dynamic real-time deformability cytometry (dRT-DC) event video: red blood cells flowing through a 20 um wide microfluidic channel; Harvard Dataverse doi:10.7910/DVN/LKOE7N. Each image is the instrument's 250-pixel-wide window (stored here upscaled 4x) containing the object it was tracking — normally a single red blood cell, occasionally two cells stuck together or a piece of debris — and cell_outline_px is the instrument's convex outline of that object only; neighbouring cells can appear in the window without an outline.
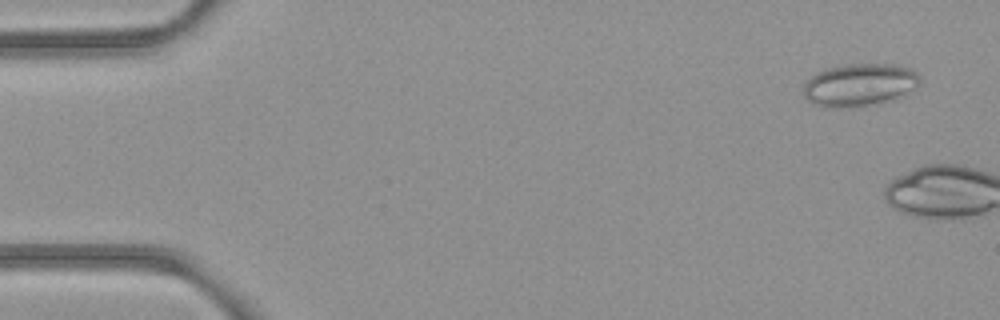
{"species": "common noctule bat (a hibernating species)", "species_latin": "Nyctalus noctula", "temperature_condition": "room temperature", "stored_images_in_passage": 5, "camera_frame_rate_fps": 3000, "um_per_image_px": 0.085, "animal": {"sex": "female", "body_mass_g": 21.9}, "frame": {"image": 1, "passage_image": 3, "time_ms": 0.667, "image_size_px": [1000, 320], "cell_outline_px": [[920, 84], [916, 88], [896, 100], [880, 104], [828, 108], [816, 104], [808, 100], [804, 96], [804, 84], [816, 72], [828, 68], [848, 64], [892, 64], [912, 68], [920, 76]], "centroid_in_image_um": [73.12, 7.22], "position_along_channel_um": 11.9, "area_um2": 29.19}}